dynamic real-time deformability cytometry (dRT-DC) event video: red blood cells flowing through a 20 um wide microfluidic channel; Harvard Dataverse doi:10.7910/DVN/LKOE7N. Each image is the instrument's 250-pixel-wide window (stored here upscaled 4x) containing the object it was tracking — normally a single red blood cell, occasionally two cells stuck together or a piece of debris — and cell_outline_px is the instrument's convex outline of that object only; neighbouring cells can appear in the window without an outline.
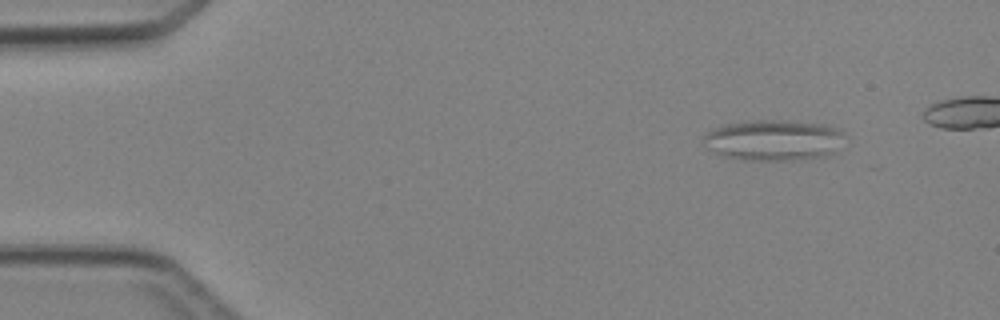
{"species": "Egyptian fruit bat (a non-hibernating species)", "species_latin": "Rousettus aegyptiacus", "temperature_condition": "cold", "stored_images_in_passage": 4, "camera_frame_rate_fps": 3000, "um_per_image_px": 0.085, "animal": {"sex": "female"}, "frame": {"image": 1, "passage_image": 1, "time_ms": 0.0, "image_size_px": [1000, 320], "cell_outline_px": [[848, 136], [836, 152], [828, 156], [796, 160], [744, 160], [724, 156], [708, 148], [704, 144], [704, 136], [708, 132], [716, 128], [728, 124], [756, 120], [780, 120], [820, 124], [836, 128], [844, 132]], "centroid_in_image_um": [65.85, 11.93], "position_along_channel_um": 19.2, "area_um2": 33.64}}